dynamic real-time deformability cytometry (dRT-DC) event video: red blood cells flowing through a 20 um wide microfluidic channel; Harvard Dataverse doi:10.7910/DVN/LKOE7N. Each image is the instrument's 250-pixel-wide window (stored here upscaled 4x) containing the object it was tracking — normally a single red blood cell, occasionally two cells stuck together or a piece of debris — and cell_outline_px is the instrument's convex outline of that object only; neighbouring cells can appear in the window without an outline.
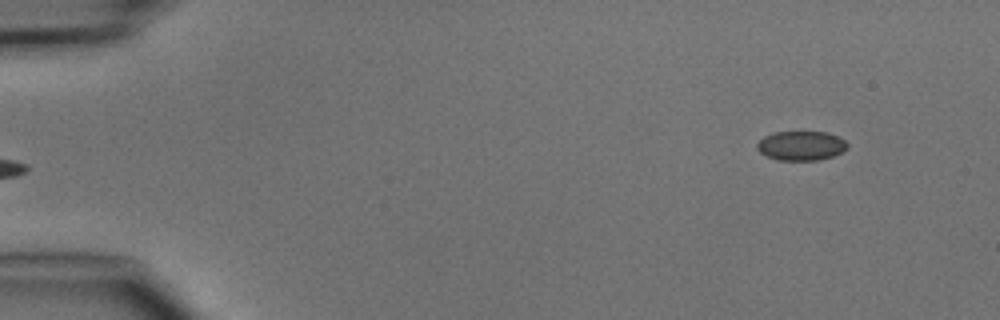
{"species": "common noctule bat (a hibernating species)", "species_latin": "Nyctalus noctula", "temperature_condition": "cold", "stored_images_in_passage": 5, "segment_of_instrument_passage": [2, 2], "camera_frame_rate_fps": 3000, "um_per_image_px": 0.085, "animal": {"sex": "male", "body_mass_g": 15.6}, "frame": {"image": 1, "passage_image": 5, "time_ms": 5.667, "image_size_px": [1000, 320], "cell_outline_px": [[848, 148], [832, 156], [816, 160], [776, 160], [760, 152], [756, 148], [756, 144], [764, 136], [772, 132], [828, 132], [844, 140], [848, 144]], "centroid_in_image_um": [68.07, 12.38], "position_along_channel_um": 16.9, "area_um2": 15.37}}